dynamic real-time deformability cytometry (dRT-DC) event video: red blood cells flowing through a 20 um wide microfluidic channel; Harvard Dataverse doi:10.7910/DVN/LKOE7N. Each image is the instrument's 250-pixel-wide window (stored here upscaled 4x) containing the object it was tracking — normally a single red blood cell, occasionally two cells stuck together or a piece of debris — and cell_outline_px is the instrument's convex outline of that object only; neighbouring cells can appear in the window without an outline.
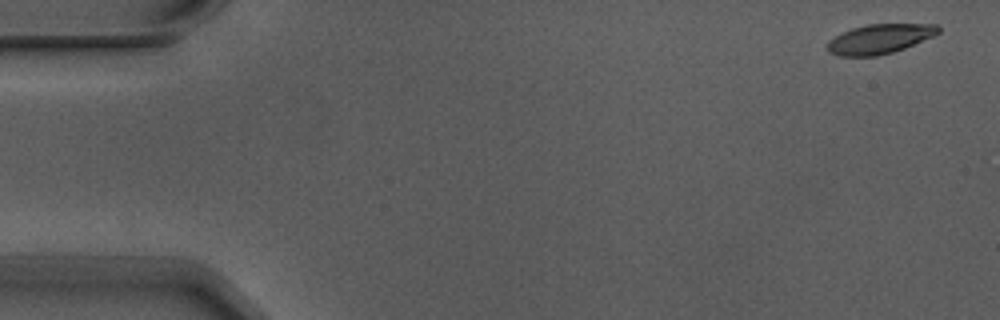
{"species": "Egyptian fruit bat (a non-hibernating species)", "species_latin": "Rousettus aegyptiacus", "temperature_condition": "warm", "stored_images_in_passage": 5, "camera_frame_rate_fps": 3000, "um_per_image_px": 0.085, "animal": {"sex": "male"}, "frame": {"image": 1, "passage_image": 1, "time_ms": 0.0, "image_size_px": [1000, 320], "cell_outline_px": [[940, 32], [932, 36], [904, 48], [892, 52], [876, 56], [840, 56], [828, 52], [828, 40], [852, 28], [868, 24], [936, 24], [940, 28]], "centroid_in_image_um": [74.76, 3.31], "position_along_channel_um": 10.2, "area_um2": 18.84}}
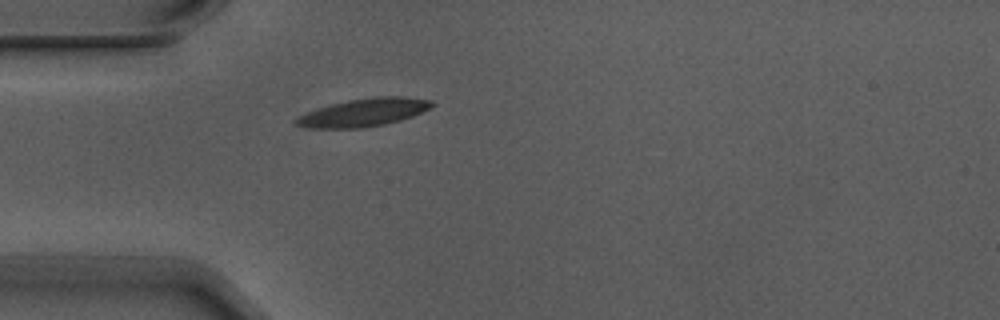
{"frame": {"image": 2, "passage_image": 5, "time_ms": 1.333, "image_size_px": [1000, 320], "cell_outline_px": [[436, 104], [412, 116], [400, 120], [384, 124], [360, 128], [308, 128], [292, 124], [292, 120], [316, 108], [348, 100], [372, 96], [404, 96], [432, 100]], "centroid_in_image_um": [30.88, 9.55], "position_along_channel_um": 54.1, "area_um2": 22.14}}